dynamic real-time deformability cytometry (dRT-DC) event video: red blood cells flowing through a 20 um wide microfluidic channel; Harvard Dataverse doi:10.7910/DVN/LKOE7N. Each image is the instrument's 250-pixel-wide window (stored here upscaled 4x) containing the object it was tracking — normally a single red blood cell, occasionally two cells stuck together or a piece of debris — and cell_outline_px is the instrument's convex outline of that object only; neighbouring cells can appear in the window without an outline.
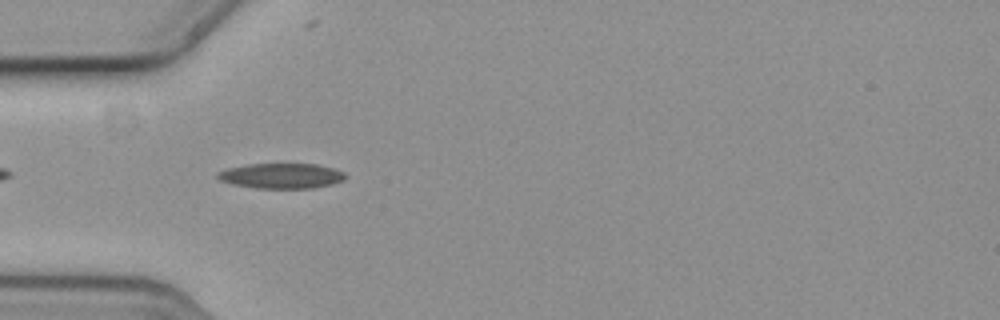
{"species": "common noctule bat (a hibernating species)", "species_latin": "Nyctalus noctula", "temperature_condition": "cold", "stored_images_in_passage": 45, "camera_frame_rate_fps": 3000, "um_per_image_px": 0.085, "animal": {"sex": "female", "body_mass_g": 19.3, "forearm_length_mm": 54.1}, "frame": {"image": 1, "passage_image": 5, "time_ms": 1.333, "image_size_px": [1000, 320], "cell_outline_px": [[348, 176], [344, 180], [332, 184], [312, 188], [256, 188], [232, 184], [220, 180], [216, 176], [216, 172], [228, 168], [248, 164], [316, 164], [336, 168], [344, 172]], "centroid_in_image_um": [23.95, 14.94], "position_along_channel_um": 61.1, "area_um2": 18.9}}
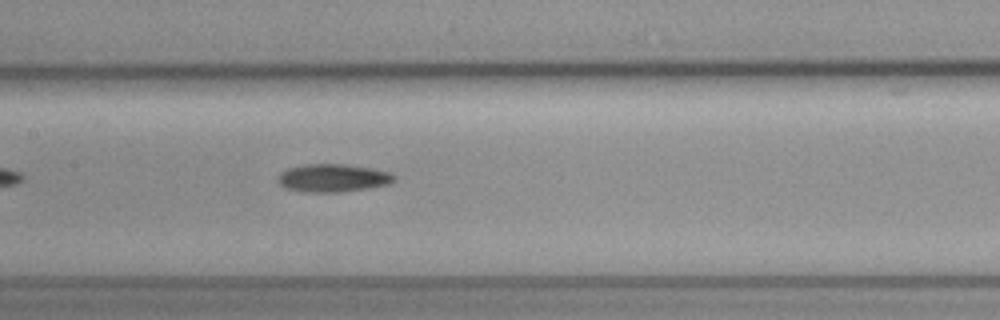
{"frame": {"image": 2, "passage_image": 15, "time_ms": 4.667, "image_size_px": [1000, 320], "cell_outline_px": [[396, 180], [388, 184], [368, 188], [340, 192], [300, 192], [288, 188], [280, 184], [276, 180], [276, 176], [280, 172], [288, 168], [304, 164], [344, 164], [372, 168], [388, 172], [396, 176]], "centroid_in_image_um": [28.27, 15.12], "position_along_channel_um": 179.1, "area_um2": 19.07}}
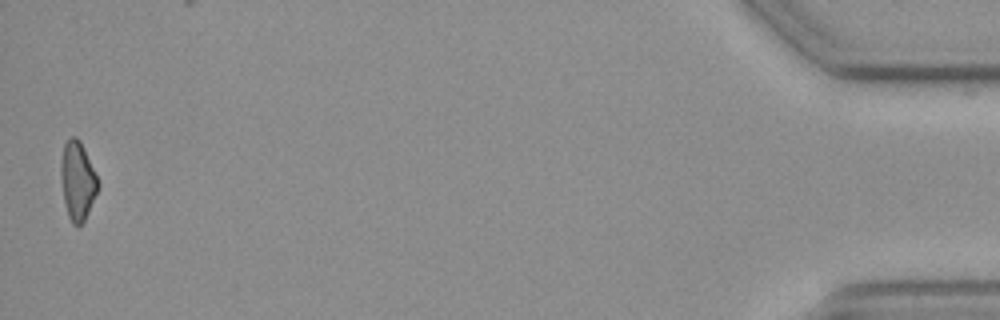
{"frame": {"image": 3, "passage_image": 44, "time_ms": 14.333, "image_size_px": [1000, 320], "cell_outline_px": [[100, 184], [88, 212], [84, 220], [80, 224], [72, 224], [68, 216], [64, 200], [60, 180], [60, 160], [64, 144], [72, 136], [76, 136], [80, 140], [84, 148]], "centroid_in_image_um": [6.57, 15.33], "position_along_channel_um": 428.6, "area_um2": 16.88}, "authors_computed_cell_mechanics": {"area_um2": 18.0914, "velocity_mm_per_s": 3.6195, "shape_relaxation_time_tau1_ms": 8.0695, "shape_relaxation_time_tau2_ms": 6.3495, "deformation_change_tau1": 0.1765, "deformation_change_tau2": 0.1451}}